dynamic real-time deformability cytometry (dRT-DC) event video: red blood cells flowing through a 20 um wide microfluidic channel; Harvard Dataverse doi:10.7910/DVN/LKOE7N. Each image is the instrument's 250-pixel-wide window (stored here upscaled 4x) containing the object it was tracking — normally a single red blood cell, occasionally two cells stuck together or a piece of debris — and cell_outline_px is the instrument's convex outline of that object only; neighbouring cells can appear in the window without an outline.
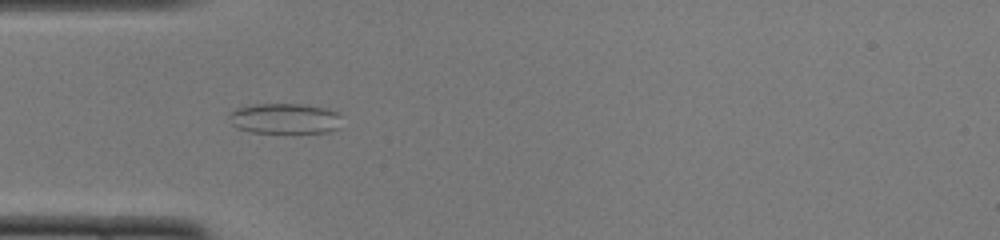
{"species": "common noctule bat (a hibernating species)", "species_latin": "Nyctalus noctula", "temperature_condition": "cold", "stored_images_in_passage": 39, "camera_frame_rate_fps": 3000, "um_per_image_px": 0.085, "animal": {"sex": "female", "body_mass_g": 22.0, "forearm_length_mm": 56.7}, "frame": {"image": 1, "passage_image": 4, "time_ms": 1.0, "image_size_px": [1000, 240], "cell_outline_px": [[340, 128], [328, 132], [252, 132], [240, 128], [232, 124], [228, 116], [236, 108], [256, 104], [300, 104], [328, 108], [336, 112], [340, 116]], "centroid_in_image_um": [24.24, 10.07], "position_along_channel_um": 60.8, "area_um2": 19.83}}
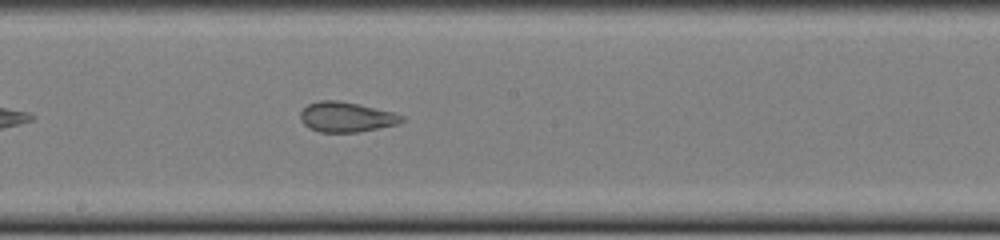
{"frame": {"image": 2, "passage_image": 16, "time_ms": 5.0, "image_size_px": [1000, 240], "cell_outline_px": [[404, 120], [400, 124], [356, 132], [320, 132], [308, 128], [300, 120], [300, 112], [308, 104], [320, 100], [336, 100], [356, 104], [392, 112], [404, 116]], "centroid_in_image_um": [29.41, 9.95], "position_along_channel_um": 218.8, "area_um2": 17.63}}
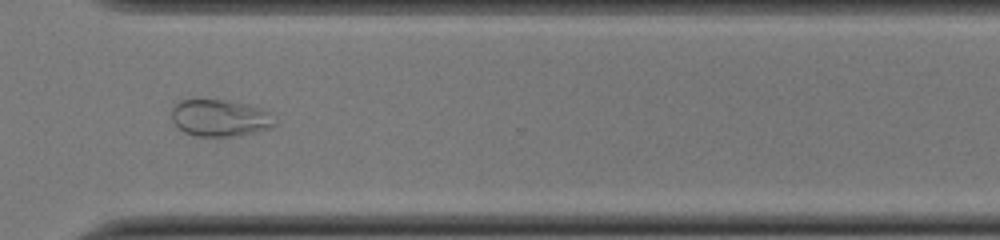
{"frame": {"image": 3, "passage_image": 26, "time_ms": 8.333, "image_size_px": [1000, 240], "cell_outline_px": [[276, 124], [272, 128], [240, 136], [196, 136], [184, 132], [172, 120], [172, 108], [180, 100], [224, 100], [248, 104], [260, 108], [268, 112]], "centroid_in_image_um": [18.71, 10.04], "position_along_channel_um": 351.9, "area_um2": 22.08}}